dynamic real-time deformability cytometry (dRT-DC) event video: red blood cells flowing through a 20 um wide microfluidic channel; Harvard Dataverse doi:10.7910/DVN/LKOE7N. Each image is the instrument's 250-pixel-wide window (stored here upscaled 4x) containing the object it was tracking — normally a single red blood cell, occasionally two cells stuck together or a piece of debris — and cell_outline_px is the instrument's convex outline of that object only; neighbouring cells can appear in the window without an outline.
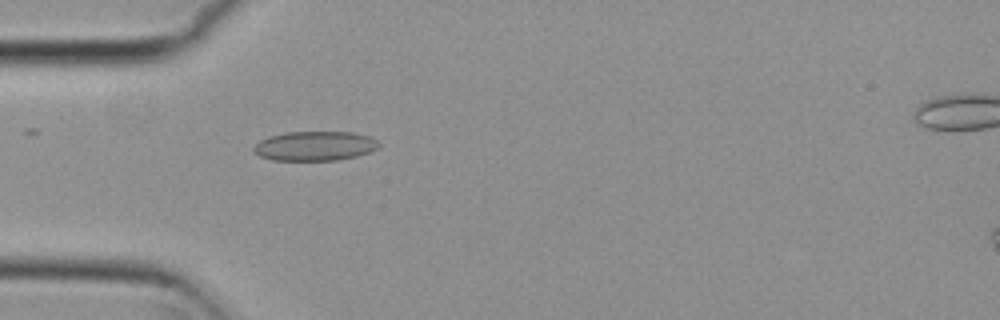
{"species": "common noctule bat (a hibernating species)", "species_latin": "Nyctalus noctula", "temperature_condition": "cold", "stored_images_in_passage": 54, "camera_frame_rate_fps": 3000, "um_per_image_px": 0.085, "animal": {"sex": "female", "body_mass_g": 29.2, "forearm_length_mm": 56.3}, "frame": {"image": 1, "passage_image": 16, "time_ms": 5.0, "image_size_px": [1000, 320], "cell_outline_px": [[380, 144], [376, 148], [368, 152], [356, 156], [336, 160], [272, 160], [260, 156], [252, 152], [252, 148], [260, 140], [268, 136], [284, 132], [352, 132], [368, 136], [376, 140]], "centroid_in_image_um": [26.7, 12.4], "position_along_channel_um": 58.3, "area_um2": 21.44}}
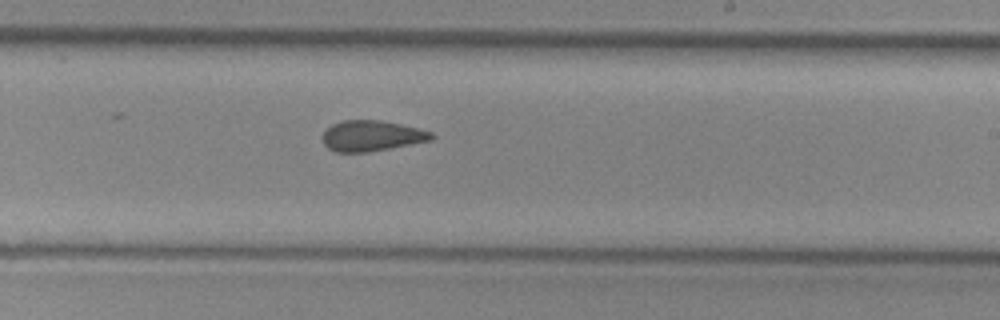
{"frame": {"image": 2, "passage_image": 32, "time_ms": 10.333, "image_size_px": [1000, 320], "cell_outline_px": [[436, 136], [432, 140], [368, 152], [336, 152], [328, 148], [324, 144], [320, 136], [332, 124], [344, 120], [380, 120], [400, 124], [432, 132]], "centroid_in_image_um": [31.57, 11.55], "position_along_channel_um": 257.4, "area_um2": 19.42}}
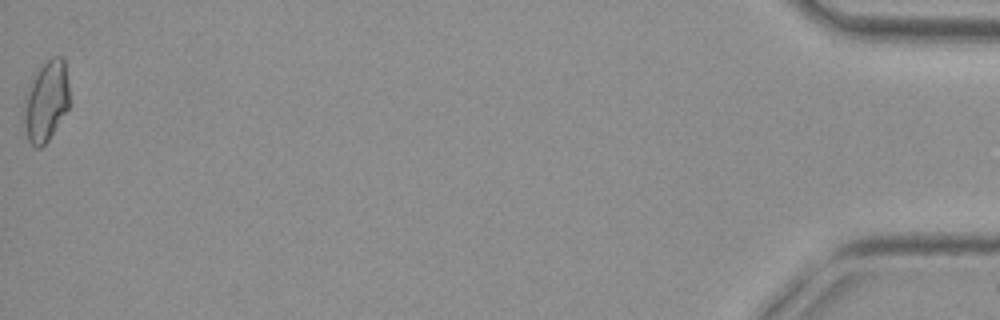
{"frame": {"image": 3, "passage_image": 54, "time_ms": 17.667, "image_size_px": [1000, 320], "cell_outline_px": [[68, 108], [48, 140], [40, 148], [36, 148], [28, 140], [24, 116], [24, 96], [40, 68], [52, 56], [60, 56], [64, 60], [68, 84]], "centroid_in_image_um": [3.92, 8.61], "position_along_channel_um": 431.3, "area_um2": 20.69}, "authors_computed_cell_mechanics": {"area_um2": 19.9988, "velocity_mm_per_s": 3.8043, "shape_relaxation_time_tau1_ms": null, "shape_relaxation_time_tau2_ms": 3.4041, "deformation_change_tau1": null, "deformation_change_tau2": 0.082}}